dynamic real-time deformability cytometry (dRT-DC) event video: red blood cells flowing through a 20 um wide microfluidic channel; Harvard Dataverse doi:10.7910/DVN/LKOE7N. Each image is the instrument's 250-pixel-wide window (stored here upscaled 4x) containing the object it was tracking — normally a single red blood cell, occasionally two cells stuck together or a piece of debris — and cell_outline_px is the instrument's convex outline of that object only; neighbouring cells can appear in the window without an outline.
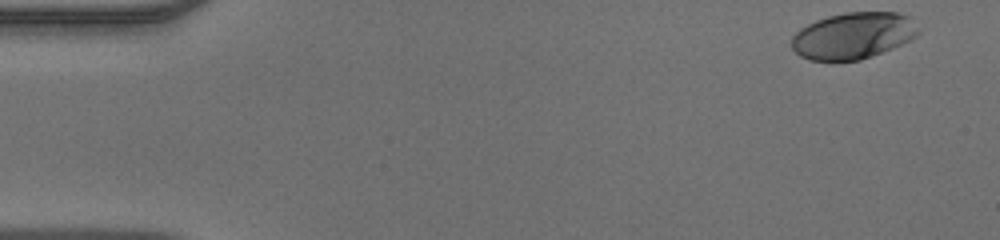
{"species": "human", "species_latin": "Homo sapiens", "temperature_condition": "warm", "stored_images_in_passage": 47, "camera_frame_rate_fps": 3000, "um_per_image_px": 0.085, "donor": {"sex": "male"}, "frame": {"image": 1, "passage_image": 1, "time_ms": 0.0, "image_size_px": [1000, 240], "cell_outline_px": [[920, 32], [916, 36], [892, 48], [860, 60], [808, 60], [800, 56], [792, 48], [792, 36], [800, 28], [816, 20], [828, 16], [844, 12], [896, 12], [908, 16], [920, 28]], "centroid_in_image_um": [72.51, 3.02], "position_along_channel_um": 12.5, "area_um2": 34.22}}
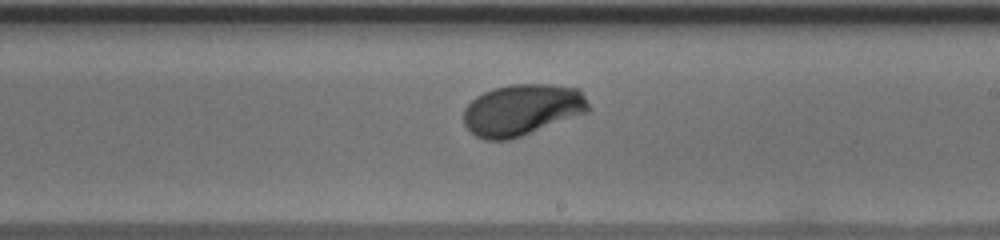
{"frame": {"image": 2, "passage_image": 27, "time_ms": 8.667, "image_size_px": [1000, 240], "cell_outline_px": [[592, 108], [588, 112], [520, 136], [508, 140], [484, 140], [476, 136], [464, 124], [464, 108], [476, 96], [492, 88], [512, 84], [552, 84], [580, 88]], "centroid_in_image_um": [44.4, 9.32], "position_along_channel_um": 244.6, "area_um2": 37.51}}
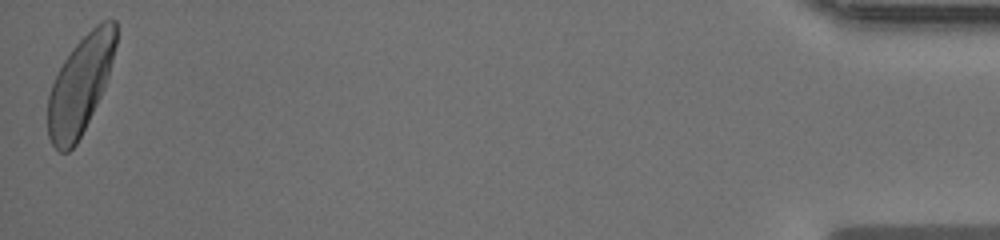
{"frame": {"image": 3, "passage_image": 47, "time_ms": 15.333, "image_size_px": [1000, 240], "cell_outline_px": [[116, 44], [108, 76], [104, 88], [76, 144], [68, 152], [60, 152], [52, 144], [48, 136], [48, 96], [52, 84], [64, 60], [72, 48], [96, 24], [104, 20], [116, 20]], "centroid_in_image_um": [6.81, 7.22], "position_along_channel_um": 428.4, "area_um2": 38.03}}